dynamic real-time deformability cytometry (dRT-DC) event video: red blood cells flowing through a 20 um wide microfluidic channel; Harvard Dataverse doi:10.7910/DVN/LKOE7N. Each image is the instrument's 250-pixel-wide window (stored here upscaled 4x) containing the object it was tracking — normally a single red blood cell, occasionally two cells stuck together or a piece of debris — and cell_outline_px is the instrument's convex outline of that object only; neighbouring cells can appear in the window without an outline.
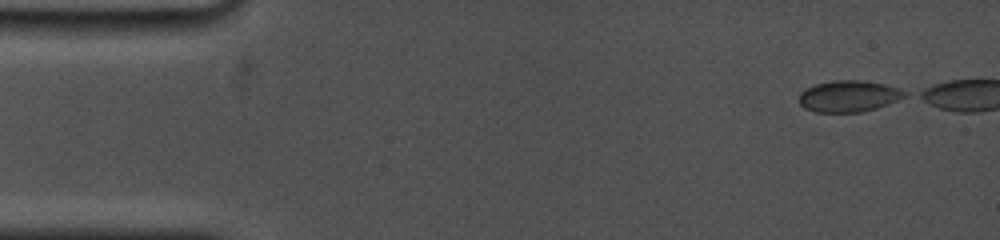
{"species": "common noctule bat (a hibernating species)", "species_latin": "Nyctalus noctula", "temperature_condition": "cold", "stored_images_in_passage": 60, "camera_frame_rate_fps": 5000, "um_per_image_px": 0.085, "animal": {"sex": "female", "body_mass_g": 19.0, "forearm_length_mm": 53.3}, "frame": {"image": 1, "passage_image": 1, "time_ms": 0.0, "image_size_px": [1000, 240], "cell_outline_px": [[908, 96], [888, 104], [876, 108], [860, 112], [816, 112], [804, 108], [800, 104], [800, 92], [804, 88], [816, 84], [832, 80], [864, 80], [884, 84], [908, 92]], "centroid_in_image_um": [72.14, 8.17], "position_along_channel_um": 12.9, "area_um2": 19.42}}
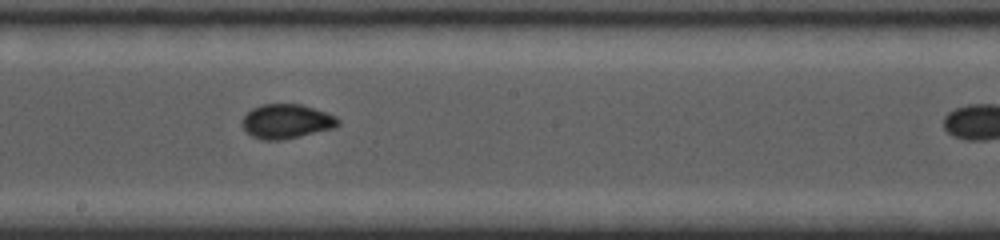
{"frame": {"image": 2, "passage_image": 43, "time_ms": 8.4, "image_size_px": [1000, 240], "cell_outline_px": [[340, 124], [336, 128], [300, 136], [280, 140], [260, 140], [252, 136], [240, 124], [240, 120], [252, 108], [260, 104], [300, 104], [328, 112], [336, 116], [340, 120]], "centroid_in_image_um": [24.36, 10.31], "position_along_channel_um": 223.8, "area_um2": 19.48}}
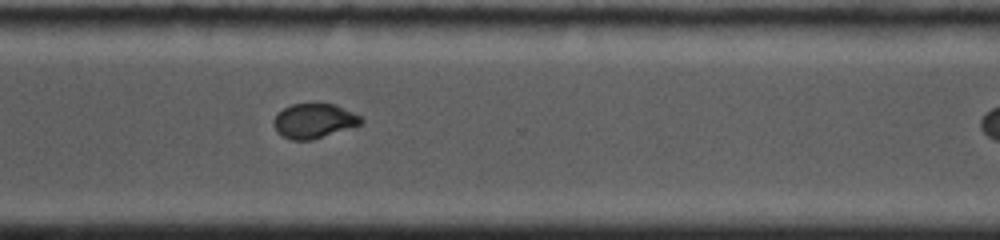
{"frame": {"image": 3, "passage_image": 59, "time_ms": 11.6, "image_size_px": [1000, 240], "cell_outline_px": [[364, 120], [360, 124], [312, 140], [292, 140], [276, 132], [272, 124], [272, 120], [276, 112], [292, 104], [336, 104], [360, 116]], "centroid_in_image_um": [26.63, 10.27], "position_along_channel_um": 344.0, "area_um2": 17.57}}